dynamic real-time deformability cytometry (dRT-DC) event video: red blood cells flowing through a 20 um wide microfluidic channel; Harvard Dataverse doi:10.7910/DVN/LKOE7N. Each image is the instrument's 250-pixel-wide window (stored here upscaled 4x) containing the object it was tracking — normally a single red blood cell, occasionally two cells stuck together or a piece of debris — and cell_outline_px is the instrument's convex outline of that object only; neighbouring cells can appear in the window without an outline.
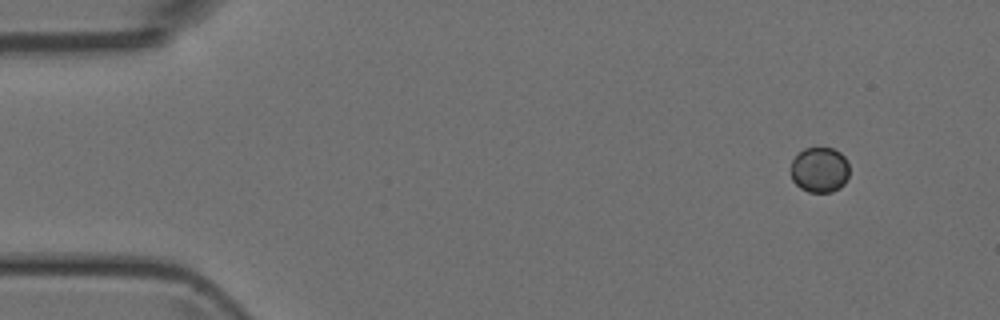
{"species": "Egyptian fruit bat (a non-hibernating species)", "species_latin": "Rousettus aegyptiacus", "temperature_condition": "room temperature", "stored_images_in_passage": 4, "camera_frame_rate_fps": 3000, "um_per_image_px": 0.085, "animal": {"sex": "female"}, "frame": {"image": 1, "passage_image": 1, "time_ms": 0.0, "image_size_px": [1000, 320], "cell_outline_px": [[848, 176], [844, 184], [840, 188], [832, 192], [808, 192], [800, 188], [792, 180], [792, 160], [804, 148], [832, 148], [840, 152], [844, 156], [848, 164]], "centroid_in_image_um": [69.68, 14.44], "position_along_channel_um": 15.3, "area_um2": 15.43}}
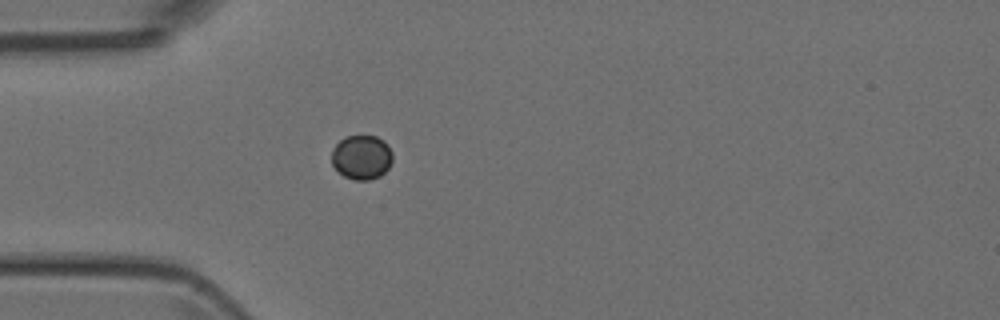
{"frame": {"image": 2, "passage_image": 4, "time_ms": 3.333, "image_size_px": [1000, 320], "cell_outline_px": [[392, 160], [388, 168], [380, 176], [368, 180], [356, 180], [344, 176], [332, 164], [332, 148], [344, 136], [376, 136], [384, 140], [388, 144], [392, 152]], "centroid_in_image_um": [30.75, 13.35], "position_along_channel_um": 54.3, "area_um2": 15.78}}